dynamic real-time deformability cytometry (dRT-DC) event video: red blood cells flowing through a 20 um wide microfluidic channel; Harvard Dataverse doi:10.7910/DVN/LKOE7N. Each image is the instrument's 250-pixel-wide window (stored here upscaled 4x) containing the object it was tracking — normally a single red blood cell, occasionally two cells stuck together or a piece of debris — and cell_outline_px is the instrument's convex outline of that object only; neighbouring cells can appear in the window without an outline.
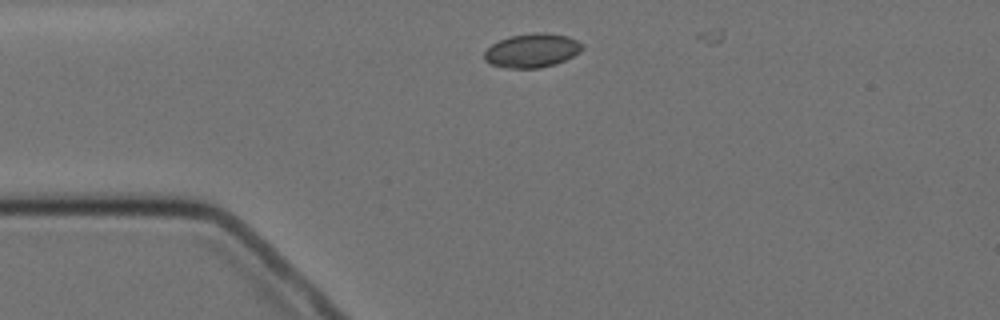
{"species": "Egyptian fruit bat (a non-hibernating species)", "species_latin": "Rousettus aegyptiacus", "temperature_condition": "cold", "stored_images_in_passage": 3, "camera_frame_rate_fps": 3000, "um_per_image_px": 0.085, "animal": {"sex": "female"}, "frame": {"image": 1, "passage_image": 2, "time_ms": 1.333, "image_size_px": [1000, 320], "cell_outline_px": [[584, 48], [580, 52], [556, 64], [540, 68], [504, 68], [492, 64], [484, 60], [484, 52], [492, 44], [500, 40], [512, 36], [536, 32], [544, 32], [568, 36], [584, 44]], "centroid_in_image_um": [45.24, 4.3], "position_along_channel_um": 39.8, "area_um2": 19.36}}